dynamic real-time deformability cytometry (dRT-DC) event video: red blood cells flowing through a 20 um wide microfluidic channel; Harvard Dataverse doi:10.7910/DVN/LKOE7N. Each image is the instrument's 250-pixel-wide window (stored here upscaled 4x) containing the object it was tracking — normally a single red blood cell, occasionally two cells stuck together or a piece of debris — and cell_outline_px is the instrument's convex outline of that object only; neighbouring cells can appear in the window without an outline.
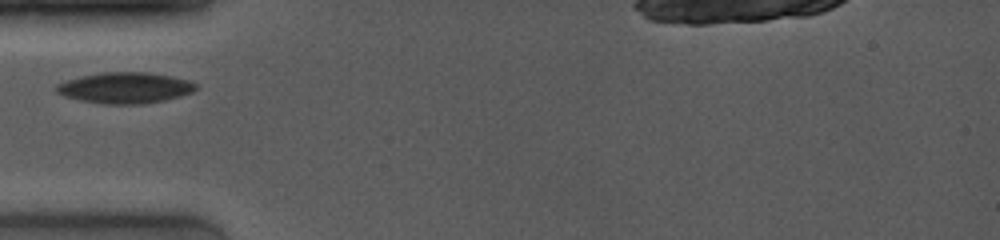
{"species": "common noctule bat (a hibernating species)", "species_latin": "Nyctalus noctula", "temperature_condition": "room temperature", "stored_images_in_passage": 43, "camera_frame_rate_fps": 4000, "um_per_image_px": 0.085, "animal": {"sex": "female", "body_mass_g": 19.0, "forearm_length_mm": 53.3}, "frame": {"image": 1, "passage_image": 1, "time_ms": 0.0, "image_size_px": [1000, 240], "cell_outline_px": [[196, 88], [192, 92], [180, 96], [164, 100], [140, 104], [100, 104], [80, 100], [64, 96], [56, 92], [56, 84], [80, 76], [100, 72], [148, 72], [188, 80], [196, 84]], "centroid_in_image_um": [10.59, 7.46], "position_along_channel_um": 74.4, "area_um2": 25.09}}
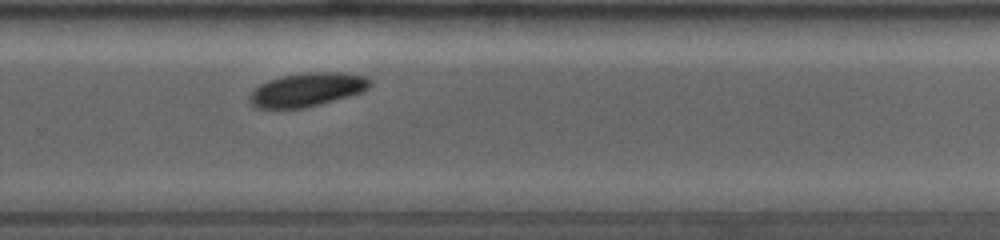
{"frame": {"image": 2, "passage_image": 32, "time_ms": 5.75, "image_size_px": [1000, 240], "cell_outline_px": [[372, 84], [364, 92], [320, 104], [304, 108], [256, 108], [252, 104], [248, 96], [260, 84], [268, 80], [280, 76], [304, 72], [340, 72], [368, 76], [372, 80]], "centroid_in_image_um": [26.15, 7.6], "position_along_channel_um": 303.6, "area_um2": 23.81}}
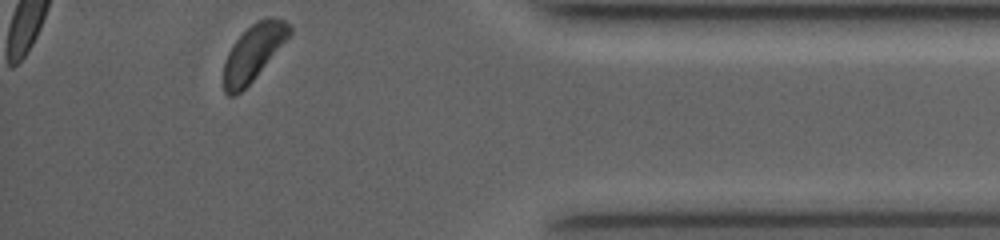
{"frame": {"image": 3, "passage_image": 43, "time_ms": 9.0, "image_size_px": [1000, 240], "cell_outline_px": [[292, 32], [252, 80], [240, 92], [232, 96], [228, 96], [224, 92], [224, 64], [228, 52], [236, 40], [256, 20], [268, 16], [284, 20], [292, 28]], "centroid_in_image_um": [21.52, 4.44], "position_along_channel_um": 413.7, "area_um2": 20.87}}